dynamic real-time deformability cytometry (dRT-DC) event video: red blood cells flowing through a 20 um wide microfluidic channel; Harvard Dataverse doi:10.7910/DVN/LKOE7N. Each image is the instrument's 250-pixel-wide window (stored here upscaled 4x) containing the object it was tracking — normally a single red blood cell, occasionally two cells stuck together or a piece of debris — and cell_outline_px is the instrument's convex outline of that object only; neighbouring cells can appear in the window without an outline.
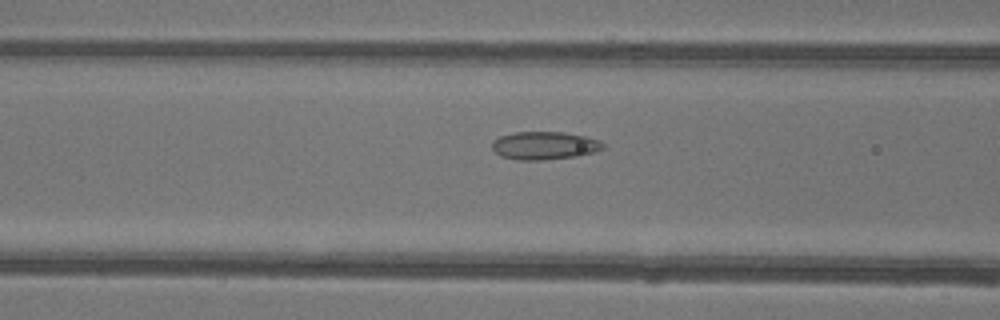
{"species": "common noctule bat (a hibernating species)", "species_latin": "Nyctalus noctula", "temperature_condition": "warm", "stored_images_in_passage": 43, "camera_frame_rate_fps": 3000, "um_per_image_px": 0.085, "animal": {"sex": "female"}, "frame": {"image": 1, "passage_image": 20, "time_ms": 6.333, "image_size_px": [1000, 320], "cell_outline_px": [[604, 148], [592, 152], [576, 156], [544, 160], [516, 160], [500, 156], [492, 148], [492, 140], [500, 136], [516, 132], [564, 132], [584, 136], [600, 140], [604, 144]], "centroid_in_image_um": [46.25, 12.37], "position_along_channel_um": 120.4, "area_um2": 18.09}}
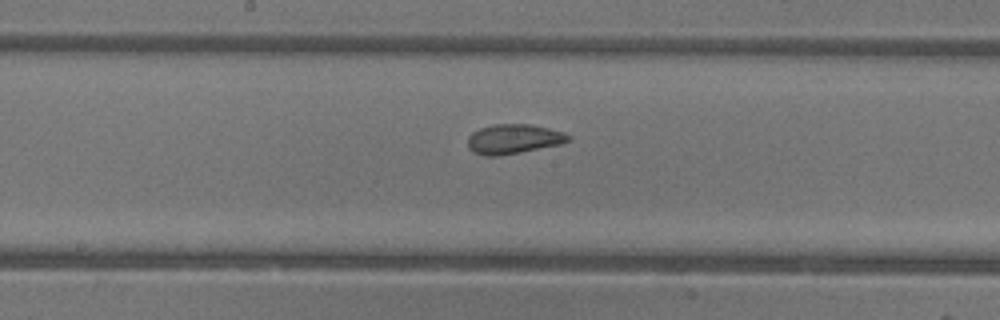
{"frame": {"image": 2, "passage_image": 26, "time_ms": 8.333, "image_size_px": [1000, 320], "cell_outline_px": [[572, 136], [568, 140], [560, 144], [520, 152], [496, 156], [484, 156], [472, 152], [468, 148], [468, 136], [472, 132], [480, 128], [496, 124], [532, 124], [564, 132]], "centroid_in_image_um": [43.62, 11.81], "position_along_channel_um": 204.6, "area_um2": 17.34}}
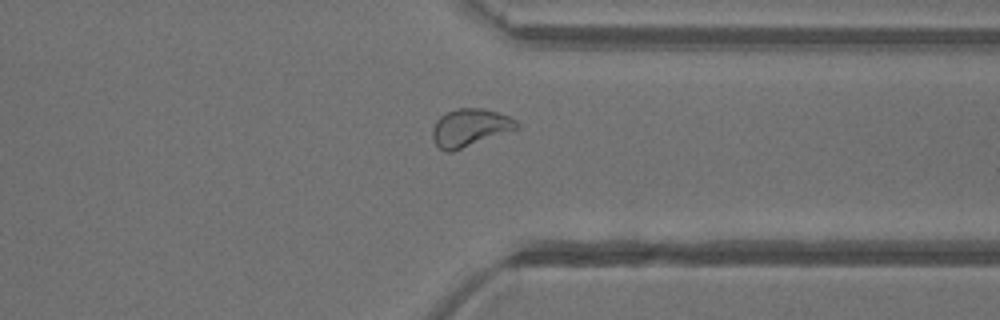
{"frame": {"image": 3, "passage_image": 38, "time_ms": 12.333, "image_size_px": [1000, 320], "cell_outline_px": [[520, 128], [452, 152], [444, 152], [436, 144], [432, 136], [432, 128], [436, 120], [440, 116], [456, 108], [484, 108], [508, 116], [516, 120], [520, 124]], "centroid_in_image_um": [39.95, 10.85], "position_along_channel_um": 371.5, "area_um2": 18.61}}